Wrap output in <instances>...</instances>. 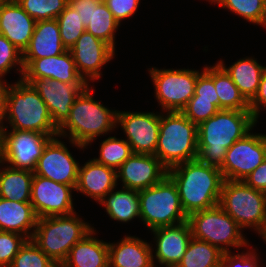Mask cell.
Wrapping results in <instances>:
<instances>
[{"instance_id":"obj_1","label":"cell","mask_w":266,"mask_h":267,"mask_svg":"<svg viewBox=\"0 0 266 267\" xmlns=\"http://www.w3.org/2000/svg\"><path fill=\"white\" fill-rule=\"evenodd\" d=\"M256 125L251 111L219 110L197 126V159L221 169L227 149Z\"/></svg>"},{"instance_id":"obj_2","label":"cell","mask_w":266,"mask_h":267,"mask_svg":"<svg viewBox=\"0 0 266 267\" xmlns=\"http://www.w3.org/2000/svg\"><path fill=\"white\" fill-rule=\"evenodd\" d=\"M187 216L219 205L224 178L220 169L195 159L168 169Z\"/></svg>"},{"instance_id":"obj_3","label":"cell","mask_w":266,"mask_h":267,"mask_svg":"<svg viewBox=\"0 0 266 267\" xmlns=\"http://www.w3.org/2000/svg\"><path fill=\"white\" fill-rule=\"evenodd\" d=\"M89 84L75 99L68 118L58 127V136L84 150L96 137L108 135L117 128V110L95 101L94 87Z\"/></svg>"},{"instance_id":"obj_4","label":"cell","mask_w":266,"mask_h":267,"mask_svg":"<svg viewBox=\"0 0 266 267\" xmlns=\"http://www.w3.org/2000/svg\"><path fill=\"white\" fill-rule=\"evenodd\" d=\"M5 122L10 129L58 136V127L53 123L47 105L38 92L21 78L8 87Z\"/></svg>"},{"instance_id":"obj_5","label":"cell","mask_w":266,"mask_h":267,"mask_svg":"<svg viewBox=\"0 0 266 267\" xmlns=\"http://www.w3.org/2000/svg\"><path fill=\"white\" fill-rule=\"evenodd\" d=\"M155 156L167 169L197 159V125L182 112H160Z\"/></svg>"},{"instance_id":"obj_6","label":"cell","mask_w":266,"mask_h":267,"mask_svg":"<svg viewBox=\"0 0 266 267\" xmlns=\"http://www.w3.org/2000/svg\"><path fill=\"white\" fill-rule=\"evenodd\" d=\"M94 229L76 211L69 215L37 219L33 242L59 266L70 249Z\"/></svg>"},{"instance_id":"obj_7","label":"cell","mask_w":266,"mask_h":267,"mask_svg":"<svg viewBox=\"0 0 266 267\" xmlns=\"http://www.w3.org/2000/svg\"><path fill=\"white\" fill-rule=\"evenodd\" d=\"M219 206L241 229L252 228L262 234L266 227V193L248 186L244 181L224 180Z\"/></svg>"},{"instance_id":"obj_8","label":"cell","mask_w":266,"mask_h":267,"mask_svg":"<svg viewBox=\"0 0 266 267\" xmlns=\"http://www.w3.org/2000/svg\"><path fill=\"white\" fill-rule=\"evenodd\" d=\"M192 237L206 241L223 253L231 248H249L251 245L237 222L219 205L197 211L187 217ZM231 247V248H230Z\"/></svg>"},{"instance_id":"obj_9","label":"cell","mask_w":266,"mask_h":267,"mask_svg":"<svg viewBox=\"0 0 266 267\" xmlns=\"http://www.w3.org/2000/svg\"><path fill=\"white\" fill-rule=\"evenodd\" d=\"M139 201V220L151 231L187 221L177 187L168 176L154 186L139 191Z\"/></svg>"},{"instance_id":"obj_10","label":"cell","mask_w":266,"mask_h":267,"mask_svg":"<svg viewBox=\"0 0 266 267\" xmlns=\"http://www.w3.org/2000/svg\"><path fill=\"white\" fill-rule=\"evenodd\" d=\"M155 98L162 112H181L195 94V85L201 70L148 68Z\"/></svg>"},{"instance_id":"obj_11","label":"cell","mask_w":266,"mask_h":267,"mask_svg":"<svg viewBox=\"0 0 266 267\" xmlns=\"http://www.w3.org/2000/svg\"><path fill=\"white\" fill-rule=\"evenodd\" d=\"M7 128L0 133V161L13 169L34 172L45 146L56 136Z\"/></svg>"},{"instance_id":"obj_12","label":"cell","mask_w":266,"mask_h":267,"mask_svg":"<svg viewBox=\"0 0 266 267\" xmlns=\"http://www.w3.org/2000/svg\"><path fill=\"white\" fill-rule=\"evenodd\" d=\"M266 159V134L247 133L225 154L220 169L224 180L244 181Z\"/></svg>"},{"instance_id":"obj_13","label":"cell","mask_w":266,"mask_h":267,"mask_svg":"<svg viewBox=\"0 0 266 267\" xmlns=\"http://www.w3.org/2000/svg\"><path fill=\"white\" fill-rule=\"evenodd\" d=\"M117 127L125 133L134 154L155 155L160 127V113L117 110Z\"/></svg>"},{"instance_id":"obj_14","label":"cell","mask_w":266,"mask_h":267,"mask_svg":"<svg viewBox=\"0 0 266 267\" xmlns=\"http://www.w3.org/2000/svg\"><path fill=\"white\" fill-rule=\"evenodd\" d=\"M73 190L75 191L70 185L34 174L30 203L37 218L74 213Z\"/></svg>"},{"instance_id":"obj_15","label":"cell","mask_w":266,"mask_h":267,"mask_svg":"<svg viewBox=\"0 0 266 267\" xmlns=\"http://www.w3.org/2000/svg\"><path fill=\"white\" fill-rule=\"evenodd\" d=\"M53 137L45 146L34 171L35 175L76 188L80 163L65 142Z\"/></svg>"},{"instance_id":"obj_16","label":"cell","mask_w":266,"mask_h":267,"mask_svg":"<svg viewBox=\"0 0 266 267\" xmlns=\"http://www.w3.org/2000/svg\"><path fill=\"white\" fill-rule=\"evenodd\" d=\"M47 105L53 123L59 127L69 116L77 96L89 84H70L52 79L22 78Z\"/></svg>"},{"instance_id":"obj_17","label":"cell","mask_w":266,"mask_h":267,"mask_svg":"<svg viewBox=\"0 0 266 267\" xmlns=\"http://www.w3.org/2000/svg\"><path fill=\"white\" fill-rule=\"evenodd\" d=\"M77 71L89 84L103 75L101 69L113 60L115 50L103 40L84 32L70 49Z\"/></svg>"},{"instance_id":"obj_18","label":"cell","mask_w":266,"mask_h":267,"mask_svg":"<svg viewBox=\"0 0 266 267\" xmlns=\"http://www.w3.org/2000/svg\"><path fill=\"white\" fill-rule=\"evenodd\" d=\"M168 169L155 155L132 154L117 170L121 187L141 191L161 182Z\"/></svg>"},{"instance_id":"obj_19","label":"cell","mask_w":266,"mask_h":267,"mask_svg":"<svg viewBox=\"0 0 266 267\" xmlns=\"http://www.w3.org/2000/svg\"><path fill=\"white\" fill-rule=\"evenodd\" d=\"M151 232L156 246L155 252L152 248L154 266L156 267L158 262L157 264L162 267H176L183 258L192 238L189 222L156 228Z\"/></svg>"},{"instance_id":"obj_20","label":"cell","mask_w":266,"mask_h":267,"mask_svg":"<svg viewBox=\"0 0 266 267\" xmlns=\"http://www.w3.org/2000/svg\"><path fill=\"white\" fill-rule=\"evenodd\" d=\"M23 65L22 78H41L70 84H88L77 71L70 50L53 57L23 59Z\"/></svg>"},{"instance_id":"obj_21","label":"cell","mask_w":266,"mask_h":267,"mask_svg":"<svg viewBox=\"0 0 266 267\" xmlns=\"http://www.w3.org/2000/svg\"><path fill=\"white\" fill-rule=\"evenodd\" d=\"M35 24L16 0L0 3V34L22 53L29 46Z\"/></svg>"},{"instance_id":"obj_22","label":"cell","mask_w":266,"mask_h":267,"mask_svg":"<svg viewBox=\"0 0 266 267\" xmlns=\"http://www.w3.org/2000/svg\"><path fill=\"white\" fill-rule=\"evenodd\" d=\"M118 184L117 171L92 158L79 166L75 191L98 203Z\"/></svg>"},{"instance_id":"obj_23","label":"cell","mask_w":266,"mask_h":267,"mask_svg":"<svg viewBox=\"0 0 266 267\" xmlns=\"http://www.w3.org/2000/svg\"><path fill=\"white\" fill-rule=\"evenodd\" d=\"M152 247L153 244L131 235L116 243L109 242V267H155Z\"/></svg>"},{"instance_id":"obj_24","label":"cell","mask_w":266,"mask_h":267,"mask_svg":"<svg viewBox=\"0 0 266 267\" xmlns=\"http://www.w3.org/2000/svg\"><path fill=\"white\" fill-rule=\"evenodd\" d=\"M67 51L63 45L56 19L36 21L29 46L23 59H40L61 55Z\"/></svg>"},{"instance_id":"obj_25","label":"cell","mask_w":266,"mask_h":267,"mask_svg":"<svg viewBox=\"0 0 266 267\" xmlns=\"http://www.w3.org/2000/svg\"><path fill=\"white\" fill-rule=\"evenodd\" d=\"M93 229L69 251L59 267H109L108 242L99 240Z\"/></svg>"},{"instance_id":"obj_26","label":"cell","mask_w":266,"mask_h":267,"mask_svg":"<svg viewBox=\"0 0 266 267\" xmlns=\"http://www.w3.org/2000/svg\"><path fill=\"white\" fill-rule=\"evenodd\" d=\"M37 219L30 202L0 198V231L18 233L29 240L33 237Z\"/></svg>"},{"instance_id":"obj_27","label":"cell","mask_w":266,"mask_h":267,"mask_svg":"<svg viewBox=\"0 0 266 267\" xmlns=\"http://www.w3.org/2000/svg\"><path fill=\"white\" fill-rule=\"evenodd\" d=\"M231 77L239 92L249 103L255 96L260 84L261 76L266 69L253 57H245L228 67L223 60L217 62Z\"/></svg>"},{"instance_id":"obj_28","label":"cell","mask_w":266,"mask_h":267,"mask_svg":"<svg viewBox=\"0 0 266 267\" xmlns=\"http://www.w3.org/2000/svg\"><path fill=\"white\" fill-rule=\"evenodd\" d=\"M115 187L98 204L104 206L108 216L115 221L127 223L140 218L139 191Z\"/></svg>"},{"instance_id":"obj_29","label":"cell","mask_w":266,"mask_h":267,"mask_svg":"<svg viewBox=\"0 0 266 267\" xmlns=\"http://www.w3.org/2000/svg\"><path fill=\"white\" fill-rule=\"evenodd\" d=\"M3 165L0 161V198L30 202L34 172Z\"/></svg>"},{"instance_id":"obj_30","label":"cell","mask_w":266,"mask_h":267,"mask_svg":"<svg viewBox=\"0 0 266 267\" xmlns=\"http://www.w3.org/2000/svg\"><path fill=\"white\" fill-rule=\"evenodd\" d=\"M214 86L219 97V109L250 111L249 103L239 92L231 77L216 62L214 65Z\"/></svg>"},{"instance_id":"obj_31","label":"cell","mask_w":266,"mask_h":267,"mask_svg":"<svg viewBox=\"0 0 266 267\" xmlns=\"http://www.w3.org/2000/svg\"><path fill=\"white\" fill-rule=\"evenodd\" d=\"M222 256L223 252L217 247L192 237L176 267H221Z\"/></svg>"},{"instance_id":"obj_32","label":"cell","mask_w":266,"mask_h":267,"mask_svg":"<svg viewBox=\"0 0 266 267\" xmlns=\"http://www.w3.org/2000/svg\"><path fill=\"white\" fill-rule=\"evenodd\" d=\"M120 26L121 24L116 21L106 3L102 1L99 5H94L91 22L86 27V32L103 40L116 51L115 34Z\"/></svg>"},{"instance_id":"obj_33","label":"cell","mask_w":266,"mask_h":267,"mask_svg":"<svg viewBox=\"0 0 266 267\" xmlns=\"http://www.w3.org/2000/svg\"><path fill=\"white\" fill-rule=\"evenodd\" d=\"M212 3L266 28V0H211Z\"/></svg>"},{"instance_id":"obj_34","label":"cell","mask_w":266,"mask_h":267,"mask_svg":"<svg viewBox=\"0 0 266 267\" xmlns=\"http://www.w3.org/2000/svg\"><path fill=\"white\" fill-rule=\"evenodd\" d=\"M99 148V157L93 159L116 171L133 154L128 142L115 136H109L101 141Z\"/></svg>"},{"instance_id":"obj_35","label":"cell","mask_w":266,"mask_h":267,"mask_svg":"<svg viewBox=\"0 0 266 267\" xmlns=\"http://www.w3.org/2000/svg\"><path fill=\"white\" fill-rule=\"evenodd\" d=\"M63 45L70 50L80 36L86 31L79 13L69 4L56 18Z\"/></svg>"},{"instance_id":"obj_36","label":"cell","mask_w":266,"mask_h":267,"mask_svg":"<svg viewBox=\"0 0 266 267\" xmlns=\"http://www.w3.org/2000/svg\"><path fill=\"white\" fill-rule=\"evenodd\" d=\"M35 20L56 19L69 4V0H16Z\"/></svg>"},{"instance_id":"obj_37","label":"cell","mask_w":266,"mask_h":267,"mask_svg":"<svg viewBox=\"0 0 266 267\" xmlns=\"http://www.w3.org/2000/svg\"><path fill=\"white\" fill-rule=\"evenodd\" d=\"M9 267H59L34 242L29 239L20 248Z\"/></svg>"},{"instance_id":"obj_38","label":"cell","mask_w":266,"mask_h":267,"mask_svg":"<svg viewBox=\"0 0 266 267\" xmlns=\"http://www.w3.org/2000/svg\"><path fill=\"white\" fill-rule=\"evenodd\" d=\"M13 68H16V71L21 75L19 78L22 79L24 72L23 53L0 34V79L3 80Z\"/></svg>"},{"instance_id":"obj_39","label":"cell","mask_w":266,"mask_h":267,"mask_svg":"<svg viewBox=\"0 0 266 267\" xmlns=\"http://www.w3.org/2000/svg\"><path fill=\"white\" fill-rule=\"evenodd\" d=\"M190 100L212 101L219 108V97L214 86V64L203 67L195 85V94Z\"/></svg>"},{"instance_id":"obj_40","label":"cell","mask_w":266,"mask_h":267,"mask_svg":"<svg viewBox=\"0 0 266 267\" xmlns=\"http://www.w3.org/2000/svg\"><path fill=\"white\" fill-rule=\"evenodd\" d=\"M27 240L18 233L0 231V267H9Z\"/></svg>"},{"instance_id":"obj_41","label":"cell","mask_w":266,"mask_h":267,"mask_svg":"<svg viewBox=\"0 0 266 267\" xmlns=\"http://www.w3.org/2000/svg\"><path fill=\"white\" fill-rule=\"evenodd\" d=\"M219 110L215 104H212V101L189 100L181 112L198 126L201 122L214 116Z\"/></svg>"},{"instance_id":"obj_42","label":"cell","mask_w":266,"mask_h":267,"mask_svg":"<svg viewBox=\"0 0 266 267\" xmlns=\"http://www.w3.org/2000/svg\"><path fill=\"white\" fill-rule=\"evenodd\" d=\"M258 253L255 248L249 249L244 253V250L237 254L232 251L223 253L221 267H261L258 258Z\"/></svg>"},{"instance_id":"obj_43","label":"cell","mask_w":266,"mask_h":267,"mask_svg":"<svg viewBox=\"0 0 266 267\" xmlns=\"http://www.w3.org/2000/svg\"><path fill=\"white\" fill-rule=\"evenodd\" d=\"M114 18L120 24L126 18L132 17L139 8L141 0H103Z\"/></svg>"},{"instance_id":"obj_44","label":"cell","mask_w":266,"mask_h":267,"mask_svg":"<svg viewBox=\"0 0 266 267\" xmlns=\"http://www.w3.org/2000/svg\"><path fill=\"white\" fill-rule=\"evenodd\" d=\"M249 108L255 121L259 122L260 112L262 109L263 111L264 109L266 110V69L261 76L260 84L254 98L249 102Z\"/></svg>"},{"instance_id":"obj_45","label":"cell","mask_w":266,"mask_h":267,"mask_svg":"<svg viewBox=\"0 0 266 267\" xmlns=\"http://www.w3.org/2000/svg\"><path fill=\"white\" fill-rule=\"evenodd\" d=\"M103 0H69V5L79 13L85 27L91 22L94 5H99Z\"/></svg>"},{"instance_id":"obj_46","label":"cell","mask_w":266,"mask_h":267,"mask_svg":"<svg viewBox=\"0 0 266 267\" xmlns=\"http://www.w3.org/2000/svg\"><path fill=\"white\" fill-rule=\"evenodd\" d=\"M244 182L248 186L266 193V159L244 179Z\"/></svg>"},{"instance_id":"obj_47","label":"cell","mask_w":266,"mask_h":267,"mask_svg":"<svg viewBox=\"0 0 266 267\" xmlns=\"http://www.w3.org/2000/svg\"><path fill=\"white\" fill-rule=\"evenodd\" d=\"M7 79H0V133L6 127L5 120V107H6V94L9 87Z\"/></svg>"},{"instance_id":"obj_48","label":"cell","mask_w":266,"mask_h":267,"mask_svg":"<svg viewBox=\"0 0 266 267\" xmlns=\"http://www.w3.org/2000/svg\"><path fill=\"white\" fill-rule=\"evenodd\" d=\"M260 237L262 238L263 241H265L264 243H266V227L264 231L262 232V234L260 235Z\"/></svg>"}]
</instances>
